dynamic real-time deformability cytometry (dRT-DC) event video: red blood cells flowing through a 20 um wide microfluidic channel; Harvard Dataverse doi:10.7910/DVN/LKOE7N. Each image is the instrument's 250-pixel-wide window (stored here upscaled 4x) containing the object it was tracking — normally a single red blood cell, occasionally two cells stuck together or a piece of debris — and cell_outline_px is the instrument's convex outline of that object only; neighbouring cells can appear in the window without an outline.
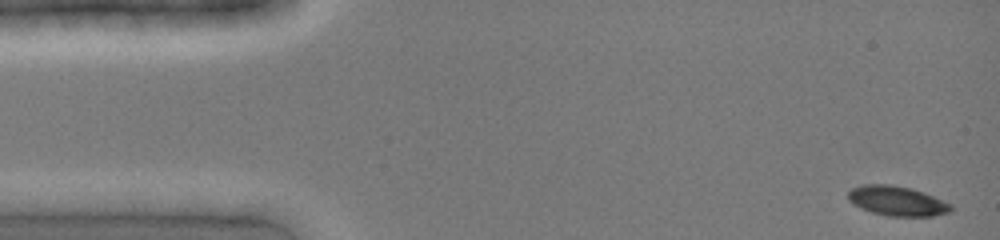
{"species": "common noctule bat (a hibernating species)", "species_latin": "Nyctalus noctula", "temperature_condition": "cold", "stored_images_in_passage": 8, "camera_frame_rate_fps": 3000, "um_per_image_px": 0.085, "animal": {"sex": "female", "body_mass_g": 19.0, "forearm_length_mm": 51.5}, "frame": {"image": 1, "passage_image": 1, "time_ms": 0.0, "image_size_px": [1000, 240], "cell_outline_px": [[952, 208], [948, 212], [932, 216], [888, 216], [872, 212], [848, 200], [848, 192], [852, 188], [864, 184], [892, 184], [912, 188], [924, 192], [952, 204]], "centroid_in_image_um": [76.27, 17.06], "position_along_channel_um": 8.7, "area_um2": 17.69}}